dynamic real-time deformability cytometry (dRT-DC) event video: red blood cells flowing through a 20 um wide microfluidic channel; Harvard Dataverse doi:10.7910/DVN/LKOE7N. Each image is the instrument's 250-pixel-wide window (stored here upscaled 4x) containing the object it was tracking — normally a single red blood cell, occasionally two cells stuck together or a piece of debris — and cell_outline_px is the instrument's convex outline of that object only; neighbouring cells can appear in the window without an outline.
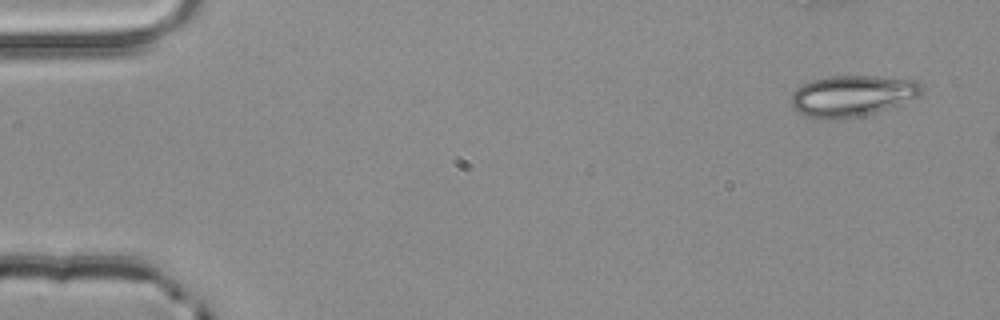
{"species": "common noctule bat (a hibernating species)", "species_latin": "Nyctalus noctula", "temperature_condition": "room temperature", "stored_images_in_passage": 3, "camera_frame_rate_fps": 3000, "um_per_image_px": 0.085, "animal": {"sex": "male", "body_mass_g": 20.4}, "frame": {"image": 1, "passage_image": 1, "time_ms": 0.0, "image_size_px": [1000, 320], "cell_outline_px": [[924, 88], [916, 96], [876, 112], [860, 116], [836, 120], [828, 120], [808, 116], [792, 108], [792, 92], [796, 88], [812, 80], [828, 76], [876, 76], [916, 80]], "centroid_in_image_um": [72.38, 8.14], "position_along_channel_um": 12.6, "area_um2": 30.87}}